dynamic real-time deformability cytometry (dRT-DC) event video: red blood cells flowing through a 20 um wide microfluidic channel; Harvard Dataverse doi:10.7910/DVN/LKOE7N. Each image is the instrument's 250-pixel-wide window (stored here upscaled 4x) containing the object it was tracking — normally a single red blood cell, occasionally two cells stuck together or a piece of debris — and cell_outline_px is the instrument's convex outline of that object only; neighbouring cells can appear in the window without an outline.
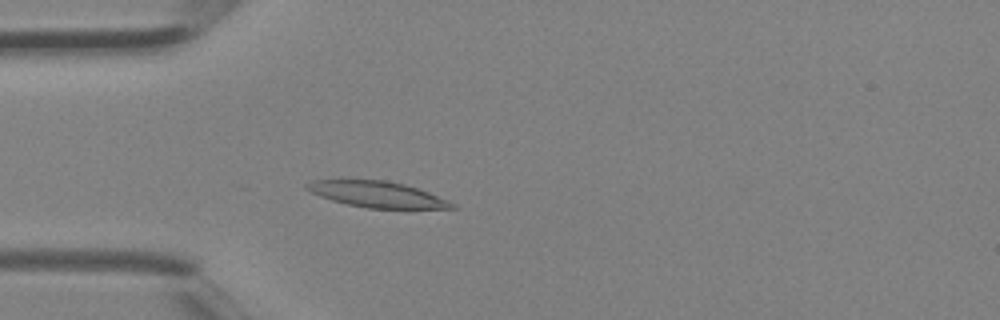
{"species": "Egyptian fruit bat (a non-hibernating species)", "species_latin": "Rousettus aegyptiacus", "temperature_condition": "room temperature", "stored_images_in_passage": 5, "camera_frame_rate_fps": 3000, "um_per_image_px": 0.085, "animal": {"sex": "female"}, "frame": {"image": 1, "passage_image": 4, "time_ms": 1.0, "image_size_px": [1000, 320], "cell_outline_px": [[460, 208], [368, 208], [348, 204], [332, 200], [320, 196], [304, 188], [304, 184], [312, 180], [388, 180], [404, 184], [428, 192], [448, 200], [456, 204]], "centroid_in_image_um": [32.06, 16.51], "position_along_channel_um": 52.9, "area_um2": 21.79}}